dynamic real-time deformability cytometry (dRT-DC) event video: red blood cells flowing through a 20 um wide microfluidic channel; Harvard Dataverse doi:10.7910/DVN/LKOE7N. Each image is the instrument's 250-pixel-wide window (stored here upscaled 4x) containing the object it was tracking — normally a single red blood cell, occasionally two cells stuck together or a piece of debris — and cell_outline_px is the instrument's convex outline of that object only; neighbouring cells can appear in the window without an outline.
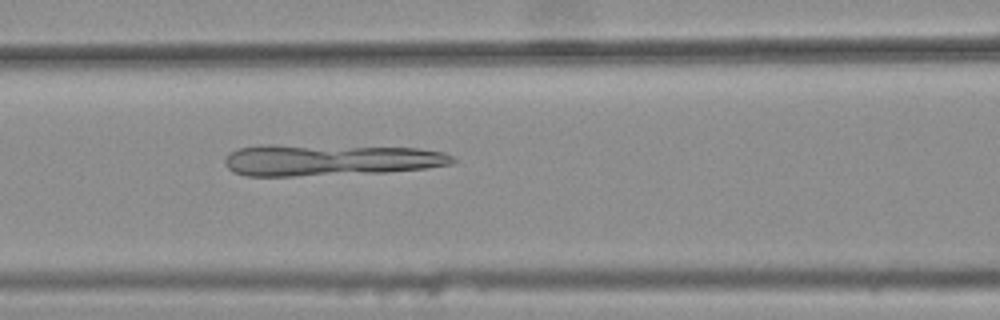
{"species": "common noctule bat (a hibernating species)", "species_latin": "Nyctalus noctula", "temperature_condition": "warm", "stored_images_in_passage": 27, "camera_frame_rate_fps": 3000, "um_per_image_px": 0.085, "animal": {"sex": "female", "body_mass_g": 25.1}, "frame": {"image": 1, "passage_image": 7, "time_ms": 2.0, "image_size_px": [1000, 320], "cell_outline_px": [[456, 160], [452, 164], [424, 168], [388, 172], [292, 176], [248, 176], [232, 172], [224, 164], [224, 156], [240, 148], [260, 144], [272, 144], [420, 148], [444, 152], [452, 156]], "centroid_in_image_um": [28.01, 13.59], "position_along_channel_um": 138.6, "area_um2": 42.19}}
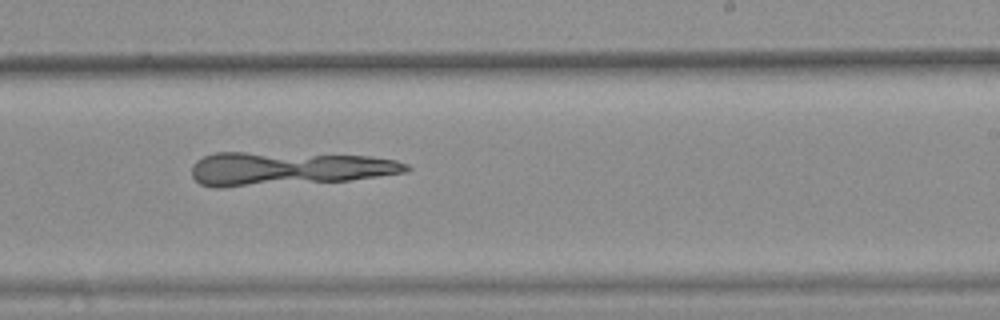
{"frame": {"image": 2, "passage_image": 17, "time_ms": 5.333, "image_size_px": [1000, 320], "cell_outline_px": [[412, 168], [408, 172], [348, 180], [220, 188], [216, 188], [200, 184], [192, 176], [192, 164], [196, 160], [204, 156], [216, 152], [244, 152], [372, 156], [396, 160], [408, 164]], "centroid_in_image_um": [24.47, 14.33], "position_along_channel_um": 264.5, "area_um2": 42.14}}
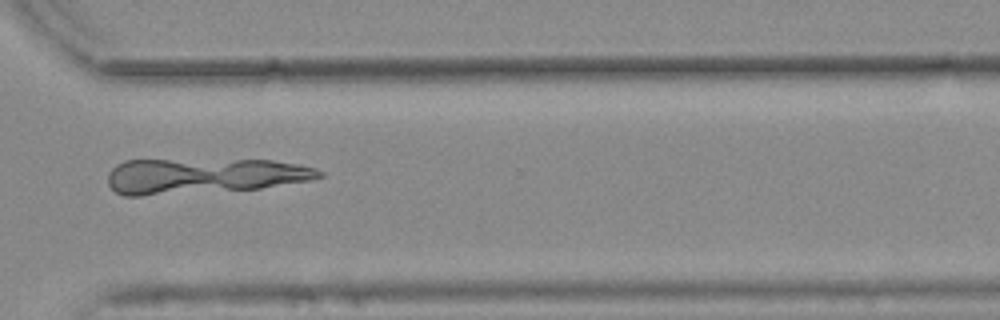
{"frame": {"image": 3, "passage_image": 24, "time_ms": 7.667, "image_size_px": [1000, 320], "cell_outline_px": [[324, 176], [308, 180], [260, 188], [140, 196], [124, 196], [116, 192], [108, 184], [108, 172], [116, 164], [124, 160], [272, 160], [300, 164], [316, 168], [324, 172]], "centroid_in_image_um": [17.28, 14.94], "position_along_channel_um": 353.3, "area_um2": 43.64}}